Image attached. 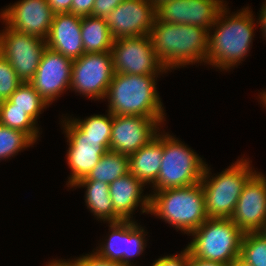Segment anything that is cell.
I'll return each instance as SVG.
<instances>
[{
	"label": "cell",
	"mask_w": 266,
	"mask_h": 266,
	"mask_svg": "<svg viewBox=\"0 0 266 266\" xmlns=\"http://www.w3.org/2000/svg\"><path fill=\"white\" fill-rule=\"evenodd\" d=\"M114 73L111 52L84 53L73 60L70 90L91 100H104Z\"/></svg>",
	"instance_id": "9c48e42d"
},
{
	"label": "cell",
	"mask_w": 266,
	"mask_h": 266,
	"mask_svg": "<svg viewBox=\"0 0 266 266\" xmlns=\"http://www.w3.org/2000/svg\"><path fill=\"white\" fill-rule=\"evenodd\" d=\"M155 18V7L147 0H124L105 21L114 39H118L149 35Z\"/></svg>",
	"instance_id": "e0dca14e"
},
{
	"label": "cell",
	"mask_w": 266,
	"mask_h": 266,
	"mask_svg": "<svg viewBox=\"0 0 266 266\" xmlns=\"http://www.w3.org/2000/svg\"><path fill=\"white\" fill-rule=\"evenodd\" d=\"M81 35L85 53L110 52L115 40L105 19L94 16L82 17Z\"/></svg>",
	"instance_id": "603a6c76"
},
{
	"label": "cell",
	"mask_w": 266,
	"mask_h": 266,
	"mask_svg": "<svg viewBox=\"0 0 266 266\" xmlns=\"http://www.w3.org/2000/svg\"><path fill=\"white\" fill-rule=\"evenodd\" d=\"M227 4L220 10L208 31L206 64L222 71L240 65L250 53L258 21L249 6L230 14ZM257 24H256V23ZM213 30L214 32H212ZM230 69V70H229Z\"/></svg>",
	"instance_id": "6da1fadb"
},
{
	"label": "cell",
	"mask_w": 266,
	"mask_h": 266,
	"mask_svg": "<svg viewBox=\"0 0 266 266\" xmlns=\"http://www.w3.org/2000/svg\"><path fill=\"white\" fill-rule=\"evenodd\" d=\"M124 0H95L91 16L105 19Z\"/></svg>",
	"instance_id": "1f68e13d"
},
{
	"label": "cell",
	"mask_w": 266,
	"mask_h": 266,
	"mask_svg": "<svg viewBox=\"0 0 266 266\" xmlns=\"http://www.w3.org/2000/svg\"><path fill=\"white\" fill-rule=\"evenodd\" d=\"M244 234L231 218H208L189 235L186 248L195 258L230 265L240 257Z\"/></svg>",
	"instance_id": "8992f818"
},
{
	"label": "cell",
	"mask_w": 266,
	"mask_h": 266,
	"mask_svg": "<svg viewBox=\"0 0 266 266\" xmlns=\"http://www.w3.org/2000/svg\"><path fill=\"white\" fill-rule=\"evenodd\" d=\"M258 98H260V103H262L263 107L265 106L266 108V91H262Z\"/></svg>",
	"instance_id": "ab89813d"
},
{
	"label": "cell",
	"mask_w": 266,
	"mask_h": 266,
	"mask_svg": "<svg viewBox=\"0 0 266 266\" xmlns=\"http://www.w3.org/2000/svg\"><path fill=\"white\" fill-rule=\"evenodd\" d=\"M187 266H229L225 263L206 261L193 257L189 252V259Z\"/></svg>",
	"instance_id": "d590c367"
},
{
	"label": "cell",
	"mask_w": 266,
	"mask_h": 266,
	"mask_svg": "<svg viewBox=\"0 0 266 266\" xmlns=\"http://www.w3.org/2000/svg\"><path fill=\"white\" fill-rule=\"evenodd\" d=\"M109 235L94 249L103 258L126 265L135 266L131 262L134 257L142 255L147 244V231L135 220L109 222Z\"/></svg>",
	"instance_id": "8fae6325"
},
{
	"label": "cell",
	"mask_w": 266,
	"mask_h": 266,
	"mask_svg": "<svg viewBox=\"0 0 266 266\" xmlns=\"http://www.w3.org/2000/svg\"><path fill=\"white\" fill-rule=\"evenodd\" d=\"M9 100L12 102V108L25 110L36 122L42 111L44 112L45 108L49 107L29 82H23Z\"/></svg>",
	"instance_id": "4316f807"
},
{
	"label": "cell",
	"mask_w": 266,
	"mask_h": 266,
	"mask_svg": "<svg viewBox=\"0 0 266 266\" xmlns=\"http://www.w3.org/2000/svg\"><path fill=\"white\" fill-rule=\"evenodd\" d=\"M78 258L81 260L83 266H130L103 258L94 250L91 253L82 255Z\"/></svg>",
	"instance_id": "d6a6232c"
},
{
	"label": "cell",
	"mask_w": 266,
	"mask_h": 266,
	"mask_svg": "<svg viewBox=\"0 0 266 266\" xmlns=\"http://www.w3.org/2000/svg\"><path fill=\"white\" fill-rule=\"evenodd\" d=\"M47 263L48 264H46L45 266H83L81 260L78 257L72 260L68 259V261L66 259L62 260V258L57 260L53 259L50 262L48 261Z\"/></svg>",
	"instance_id": "8d00e7d4"
},
{
	"label": "cell",
	"mask_w": 266,
	"mask_h": 266,
	"mask_svg": "<svg viewBox=\"0 0 266 266\" xmlns=\"http://www.w3.org/2000/svg\"><path fill=\"white\" fill-rule=\"evenodd\" d=\"M4 25V29L0 30V54L8 60L23 82H29L47 47L46 41Z\"/></svg>",
	"instance_id": "30bf717a"
},
{
	"label": "cell",
	"mask_w": 266,
	"mask_h": 266,
	"mask_svg": "<svg viewBox=\"0 0 266 266\" xmlns=\"http://www.w3.org/2000/svg\"><path fill=\"white\" fill-rule=\"evenodd\" d=\"M82 17L73 13L54 14L46 46L72 61L85 52L81 35Z\"/></svg>",
	"instance_id": "d6986e66"
},
{
	"label": "cell",
	"mask_w": 266,
	"mask_h": 266,
	"mask_svg": "<svg viewBox=\"0 0 266 266\" xmlns=\"http://www.w3.org/2000/svg\"><path fill=\"white\" fill-rule=\"evenodd\" d=\"M229 266H251V265H248L240 258H237Z\"/></svg>",
	"instance_id": "f35d334b"
},
{
	"label": "cell",
	"mask_w": 266,
	"mask_h": 266,
	"mask_svg": "<svg viewBox=\"0 0 266 266\" xmlns=\"http://www.w3.org/2000/svg\"><path fill=\"white\" fill-rule=\"evenodd\" d=\"M52 12L58 13H71L72 0H47Z\"/></svg>",
	"instance_id": "e575fe53"
},
{
	"label": "cell",
	"mask_w": 266,
	"mask_h": 266,
	"mask_svg": "<svg viewBox=\"0 0 266 266\" xmlns=\"http://www.w3.org/2000/svg\"><path fill=\"white\" fill-rule=\"evenodd\" d=\"M62 119L63 133L68 142L66 160L71 169L66 184L72 188L79 180L86 178L103 154L109 150L100 143V140L83 138V132L69 119V116Z\"/></svg>",
	"instance_id": "4fadbf2b"
},
{
	"label": "cell",
	"mask_w": 266,
	"mask_h": 266,
	"mask_svg": "<svg viewBox=\"0 0 266 266\" xmlns=\"http://www.w3.org/2000/svg\"><path fill=\"white\" fill-rule=\"evenodd\" d=\"M22 83L8 60L0 54V102L8 100Z\"/></svg>",
	"instance_id": "f546056e"
},
{
	"label": "cell",
	"mask_w": 266,
	"mask_h": 266,
	"mask_svg": "<svg viewBox=\"0 0 266 266\" xmlns=\"http://www.w3.org/2000/svg\"><path fill=\"white\" fill-rule=\"evenodd\" d=\"M150 4H152L155 8L158 7L163 2L169 1V0H147Z\"/></svg>",
	"instance_id": "60d3db41"
},
{
	"label": "cell",
	"mask_w": 266,
	"mask_h": 266,
	"mask_svg": "<svg viewBox=\"0 0 266 266\" xmlns=\"http://www.w3.org/2000/svg\"><path fill=\"white\" fill-rule=\"evenodd\" d=\"M148 36L157 57L168 71L196 63L206 64L208 30L205 28L164 23L155 18Z\"/></svg>",
	"instance_id": "7a4b0ae2"
},
{
	"label": "cell",
	"mask_w": 266,
	"mask_h": 266,
	"mask_svg": "<svg viewBox=\"0 0 266 266\" xmlns=\"http://www.w3.org/2000/svg\"><path fill=\"white\" fill-rule=\"evenodd\" d=\"M73 61L48 47L29 83L50 106L70 89Z\"/></svg>",
	"instance_id": "5bb4252c"
},
{
	"label": "cell",
	"mask_w": 266,
	"mask_h": 266,
	"mask_svg": "<svg viewBox=\"0 0 266 266\" xmlns=\"http://www.w3.org/2000/svg\"><path fill=\"white\" fill-rule=\"evenodd\" d=\"M82 132L83 138L100 140V143L110 150L112 114H93L85 119L69 118Z\"/></svg>",
	"instance_id": "484cf974"
},
{
	"label": "cell",
	"mask_w": 266,
	"mask_h": 266,
	"mask_svg": "<svg viewBox=\"0 0 266 266\" xmlns=\"http://www.w3.org/2000/svg\"><path fill=\"white\" fill-rule=\"evenodd\" d=\"M149 214L189 236L208 219L201 183L152 191Z\"/></svg>",
	"instance_id": "277c9868"
},
{
	"label": "cell",
	"mask_w": 266,
	"mask_h": 266,
	"mask_svg": "<svg viewBox=\"0 0 266 266\" xmlns=\"http://www.w3.org/2000/svg\"><path fill=\"white\" fill-rule=\"evenodd\" d=\"M251 163L242 157L215 176L206 165L200 183L208 218L232 217L244 185L256 173Z\"/></svg>",
	"instance_id": "5b68a950"
},
{
	"label": "cell",
	"mask_w": 266,
	"mask_h": 266,
	"mask_svg": "<svg viewBox=\"0 0 266 266\" xmlns=\"http://www.w3.org/2000/svg\"><path fill=\"white\" fill-rule=\"evenodd\" d=\"M224 0H169L155 8L156 19L164 23L187 24L207 29L213 26Z\"/></svg>",
	"instance_id": "9a60e30c"
},
{
	"label": "cell",
	"mask_w": 266,
	"mask_h": 266,
	"mask_svg": "<svg viewBox=\"0 0 266 266\" xmlns=\"http://www.w3.org/2000/svg\"><path fill=\"white\" fill-rule=\"evenodd\" d=\"M163 156V133L157 135L145 146L128 156L129 172L145 186L152 185L159 175Z\"/></svg>",
	"instance_id": "44dd1931"
},
{
	"label": "cell",
	"mask_w": 266,
	"mask_h": 266,
	"mask_svg": "<svg viewBox=\"0 0 266 266\" xmlns=\"http://www.w3.org/2000/svg\"><path fill=\"white\" fill-rule=\"evenodd\" d=\"M95 0H72L71 13L78 16H91Z\"/></svg>",
	"instance_id": "836d02e7"
},
{
	"label": "cell",
	"mask_w": 266,
	"mask_h": 266,
	"mask_svg": "<svg viewBox=\"0 0 266 266\" xmlns=\"http://www.w3.org/2000/svg\"><path fill=\"white\" fill-rule=\"evenodd\" d=\"M129 173L128 156L107 151L86 178L79 181H101L108 184Z\"/></svg>",
	"instance_id": "cb8c5ba5"
},
{
	"label": "cell",
	"mask_w": 266,
	"mask_h": 266,
	"mask_svg": "<svg viewBox=\"0 0 266 266\" xmlns=\"http://www.w3.org/2000/svg\"><path fill=\"white\" fill-rule=\"evenodd\" d=\"M165 119L112 114L110 151L130 156L157 135Z\"/></svg>",
	"instance_id": "7c38bea8"
},
{
	"label": "cell",
	"mask_w": 266,
	"mask_h": 266,
	"mask_svg": "<svg viewBox=\"0 0 266 266\" xmlns=\"http://www.w3.org/2000/svg\"><path fill=\"white\" fill-rule=\"evenodd\" d=\"M258 17H259L257 19L258 24H259L258 26H260L263 37L266 40V0L261 7V11H260V14L258 15Z\"/></svg>",
	"instance_id": "74e56055"
},
{
	"label": "cell",
	"mask_w": 266,
	"mask_h": 266,
	"mask_svg": "<svg viewBox=\"0 0 266 266\" xmlns=\"http://www.w3.org/2000/svg\"><path fill=\"white\" fill-rule=\"evenodd\" d=\"M110 52L115 73L162 75L168 72L157 57L148 35L115 39Z\"/></svg>",
	"instance_id": "ba28073f"
},
{
	"label": "cell",
	"mask_w": 266,
	"mask_h": 266,
	"mask_svg": "<svg viewBox=\"0 0 266 266\" xmlns=\"http://www.w3.org/2000/svg\"><path fill=\"white\" fill-rule=\"evenodd\" d=\"M239 258L251 266H266V238L259 232L245 233Z\"/></svg>",
	"instance_id": "f1b7e54d"
},
{
	"label": "cell",
	"mask_w": 266,
	"mask_h": 266,
	"mask_svg": "<svg viewBox=\"0 0 266 266\" xmlns=\"http://www.w3.org/2000/svg\"><path fill=\"white\" fill-rule=\"evenodd\" d=\"M244 233L259 232L266 221V176L256 172L244 185L231 217Z\"/></svg>",
	"instance_id": "ac0fdd59"
},
{
	"label": "cell",
	"mask_w": 266,
	"mask_h": 266,
	"mask_svg": "<svg viewBox=\"0 0 266 266\" xmlns=\"http://www.w3.org/2000/svg\"><path fill=\"white\" fill-rule=\"evenodd\" d=\"M265 238H266V221L264 222V225L262 229L259 231Z\"/></svg>",
	"instance_id": "b9f144b4"
},
{
	"label": "cell",
	"mask_w": 266,
	"mask_h": 266,
	"mask_svg": "<svg viewBox=\"0 0 266 266\" xmlns=\"http://www.w3.org/2000/svg\"><path fill=\"white\" fill-rule=\"evenodd\" d=\"M0 124L26 133L35 143L40 137V127L25 110L12 108V102L4 100L0 102Z\"/></svg>",
	"instance_id": "d4e9b609"
},
{
	"label": "cell",
	"mask_w": 266,
	"mask_h": 266,
	"mask_svg": "<svg viewBox=\"0 0 266 266\" xmlns=\"http://www.w3.org/2000/svg\"><path fill=\"white\" fill-rule=\"evenodd\" d=\"M189 250L185 247L179 254L161 256L151 266H187Z\"/></svg>",
	"instance_id": "4dcf8cb0"
},
{
	"label": "cell",
	"mask_w": 266,
	"mask_h": 266,
	"mask_svg": "<svg viewBox=\"0 0 266 266\" xmlns=\"http://www.w3.org/2000/svg\"><path fill=\"white\" fill-rule=\"evenodd\" d=\"M163 156L157 180L150 186L153 191L190 186L199 183L206 162L179 138L163 129Z\"/></svg>",
	"instance_id": "52a82bcc"
},
{
	"label": "cell",
	"mask_w": 266,
	"mask_h": 266,
	"mask_svg": "<svg viewBox=\"0 0 266 266\" xmlns=\"http://www.w3.org/2000/svg\"><path fill=\"white\" fill-rule=\"evenodd\" d=\"M34 143L26 133L0 124V161L16 156Z\"/></svg>",
	"instance_id": "83f0119b"
},
{
	"label": "cell",
	"mask_w": 266,
	"mask_h": 266,
	"mask_svg": "<svg viewBox=\"0 0 266 266\" xmlns=\"http://www.w3.org/2000/svg\"><path fill=\"white\" fill-rule=\"evenodd\" d=\"M1 10L8 27L46 40L54 17L47 0H19Z\"/></svg>",
	"instance_id": "2e32d148"
},
{
	"label": "cell",
	"mask_w": 266,
	"mask_h": 266,
	"mask_svg": "<svg viewBox=\"0 0 266 266\" xmlns=\"http://www.w3.org/2000/svg\"><path fill=\"white\" fill-rule=\"evenodd\" d=\"M160 75L114 73L104 99L113 115L166 118L165 108L157 90Z\"/></svg>",
	"instance_id": "3957f363"
},
{
	"label": "cell",
	"mask_w": 266,
	"mask_h": 266,
	"mask_svg": "<svg viewBox=\"0 0 266 266\" xmlns=\"http://www.w3.org/2000/svg\"><path fill=\"white\" fill-rule=\"evenodd\" d=\"M109 188L114 211L123 220H135L133 213L138 206L143 214H149L150 194L143 195L145 185L130 172L110 183Z\"/></svg>",
	"instance_id": "ffe728a7"
},
{
	"label": "cell",
	"mask_w": 266,
	"mask_h": 266,
	"mask_svg": "<svg viewBox=\"0 0 266 266\" xmlns=\"http://www.w3.org/2000/svg\"><path fill=\"white\" fill-rule=\"evenodd\" d=\"M74 189L85 188V203L87 209L100 221L119 222L123 219L114 211L110 197L109 184L101 181H78L72 186Z\"/></svg>",
	"instance_id": "7402d4cb"
}]
</instances>
